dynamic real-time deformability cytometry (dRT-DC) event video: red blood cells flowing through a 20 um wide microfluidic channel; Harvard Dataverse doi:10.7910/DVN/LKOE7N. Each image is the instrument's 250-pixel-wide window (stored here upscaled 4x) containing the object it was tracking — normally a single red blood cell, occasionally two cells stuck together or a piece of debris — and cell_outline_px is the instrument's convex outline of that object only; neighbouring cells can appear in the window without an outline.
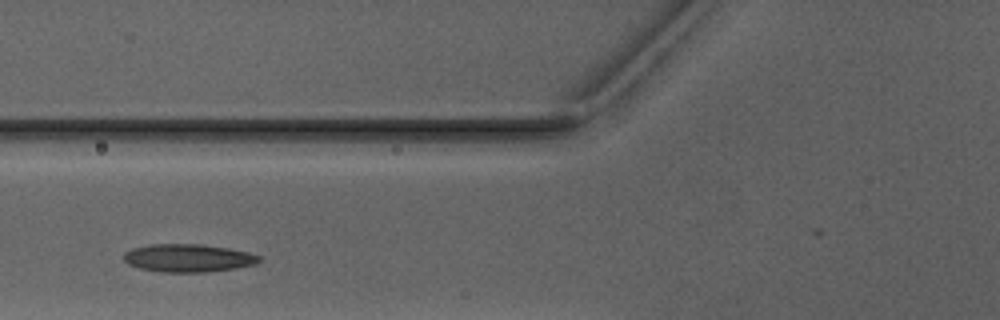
{"species": "Egyptian fruit bat (a non-hibernating species)", "species_latin": "Rousettus aegyptiacus", "temperature_condition": "warm", "stored_images_in_passage": 2, "camera_frame_rate_fps": 3000, "um_per_image_px": 0.085, "animal": {"sex": "male"}, "frame": {"image": 1, "passage_image": 2, "time_ms": 1.0, "image_size_px": [1000, 320], "cell_outline_px": [[260, 260], [252, 264], [236, 268], [204, 272], [160, 272], [140, 268], [128, 264], [124, 260], [124, 252], [132, 248], [148, 244], [200, 244], [228, 248], [248, 252], [260, 256]], "centroid_in_image_um": [15.94, 21.92], "position_along_channel_um": 109.9, "area_um2": 21.96}}